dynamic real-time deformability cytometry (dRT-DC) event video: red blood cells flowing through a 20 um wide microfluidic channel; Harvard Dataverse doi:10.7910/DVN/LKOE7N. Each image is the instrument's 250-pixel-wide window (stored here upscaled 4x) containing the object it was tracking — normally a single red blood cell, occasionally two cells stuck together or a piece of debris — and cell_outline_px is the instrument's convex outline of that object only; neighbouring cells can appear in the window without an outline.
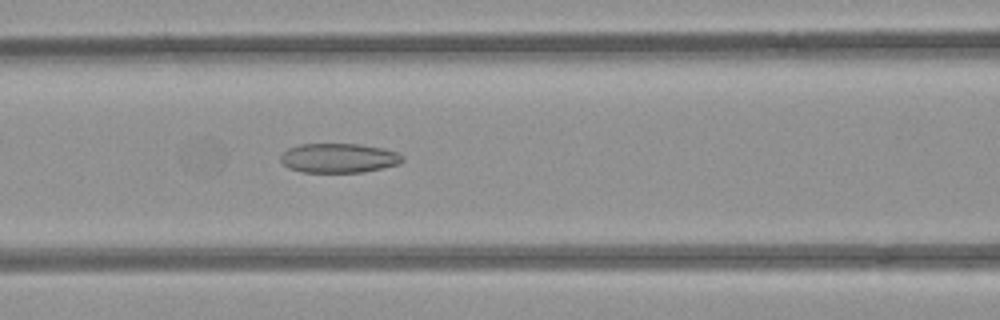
{"species": "common noctule bat (a hibernating species)", "species_latin": "Nyctalus noctula", "temperature_condition": "room temperature", "stored_images_in_passage": 33, "camera_frame_rate_fps": 3000, "um_per_image_px": 0.085, "animal": {"sex": "female", "body_mass_g": 21.9}, "frame": {"image": 1, "passage_image": 9, "time_ms": 2.667, "image_size_px": [1000, 320], "cell_outline_px": [[404, 160], [400, 164], [360, 172], [300, 172], [288, 168], [280, 160], [280, 156], [288, 148], [300, 144], [360, 144], [380, 148], [396, 152], [404, 156]], "centroid_in_image_um": [28.77, 13.43], "position_along_channel_um": 137.8, "area_um2": 20.81}}
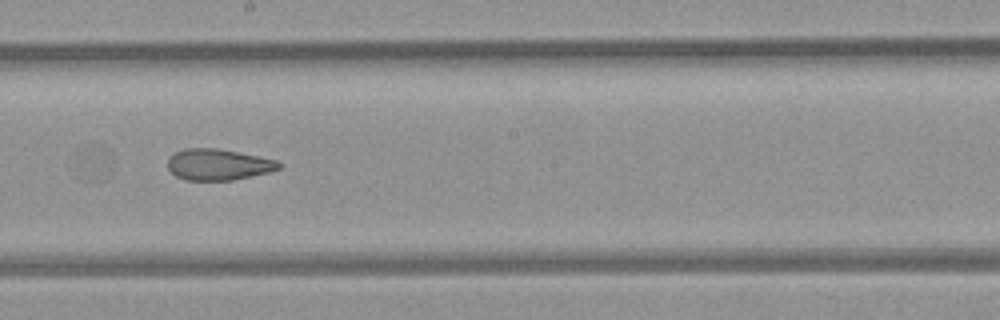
{"frame": {"image": 2, "passage_image": 16, "time_ms": 5.0, "image_size_px": [1000, 320], "cell_outline_px": [[284, 164], [280, 168], [268, 172], [252, 176], [232, 180], [184, 180], [176, 176], [168, 168], [168, 156], [184, 148], [216, 148], [276, 160]], "centroid_in_image_um": [18.53, 13.99], "position_along_channel_um": 229.7, "area_um2": 20.11}}
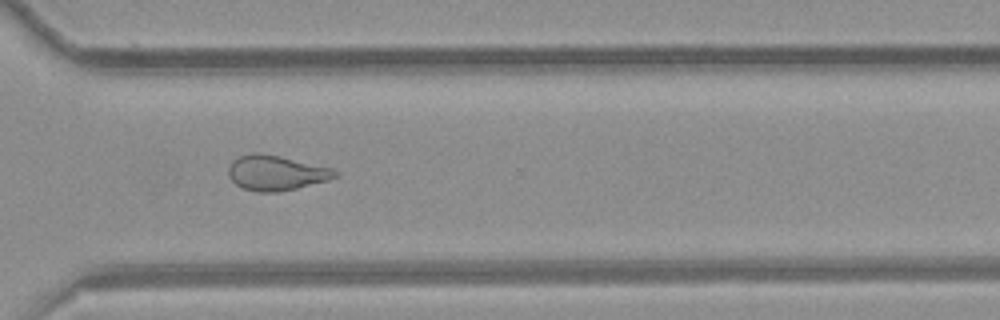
{"frame": {"image": 3, "passage_image": 25, "time_ms": 8.0, "image_size_px": [1000, 320], "cell_outline_px": [[340, 176], [328, 180], [296, 188], [276, 192], [256, 192], [244, 188], [236, 184], [228, 176], [228, 164], [232, 160], [240, 156], [252, 152], [260, 152], [280, 156], [332, 168], [340, 172]], "centroid_in_image_um": [23.46, 14.68], "position_along_channel_um": 347.1, "area_um2": 21.91}}